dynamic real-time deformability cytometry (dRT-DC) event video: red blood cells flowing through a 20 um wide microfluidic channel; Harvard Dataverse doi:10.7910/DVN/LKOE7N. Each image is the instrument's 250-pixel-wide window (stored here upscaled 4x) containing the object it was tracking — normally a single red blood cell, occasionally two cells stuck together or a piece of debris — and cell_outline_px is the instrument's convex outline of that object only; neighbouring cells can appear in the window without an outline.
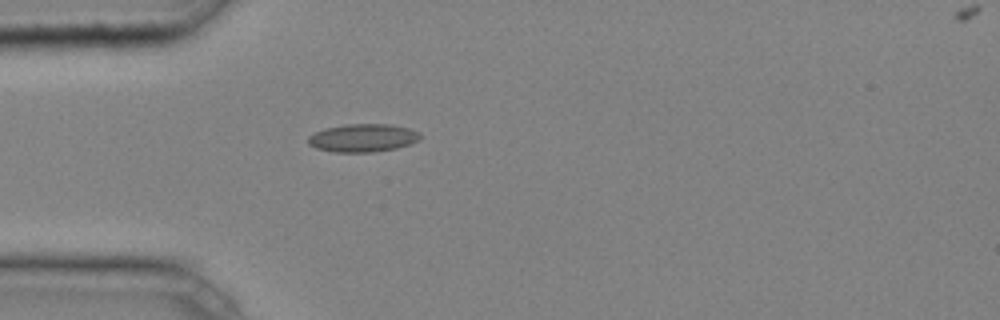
{"species": "common noctule bat (a hibernating species)", "species_latin": "Nyctalus noctula", "temperature_condition": "cold", "stored_images_in_passage": 30, "camera_frame_rate_fps": 3000, "um_per_image_px": 0.085, "animal": {"sex": "male", "body_mass_g": 20.4}, "frame": {"image": 1, "passage_image": 1, "time_ms": 0.0, "image_size_px": [1000, 320], "cell_outline_px": [[420, 140], [396, 148], [372, 152], [336, 152], [316, 148], [308, 144], [308, 136], [316, 132], [328, 128], [348, 124], [388, 124], [408, 128], [420, 132]], "centroid_in_image_um": [30.85, 11.72], "position_along_channel_um": 54.1, "area_um2": 18.09}}
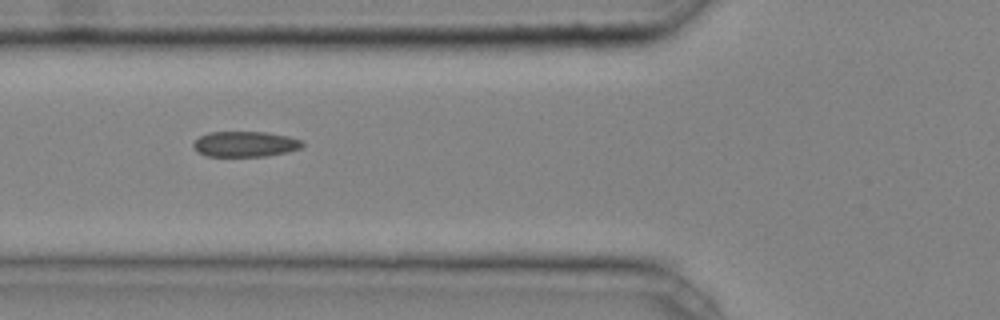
{"frame": {"image": 2, "passage_image": 5, "time_ms": 1.333, "image_size_px": [1000, 320], "cell_outline_px": [[304, 144], [300, 148], [288, 152], [268, 156], [208, 156], [196, 152], [192, 144], [200, 136], [208, 132], [268, 132], [288, 136], [304, 140]], "centroid_in_image_um": [20.86, 12.24], "position_along_channel_um": 104.9, "area_um2": 16.36}, "authors_computed_cell_mechanics": {"area_um2": 15.895, "velocity_mm_per_s": 4.2665, "shape_relaxation_time_tau1_ms": null, "shape_relaxation_time_tau2_ms": 3.1869, "deformation_change_tau1": null, "deformation_change_tau2": 0.1036}}